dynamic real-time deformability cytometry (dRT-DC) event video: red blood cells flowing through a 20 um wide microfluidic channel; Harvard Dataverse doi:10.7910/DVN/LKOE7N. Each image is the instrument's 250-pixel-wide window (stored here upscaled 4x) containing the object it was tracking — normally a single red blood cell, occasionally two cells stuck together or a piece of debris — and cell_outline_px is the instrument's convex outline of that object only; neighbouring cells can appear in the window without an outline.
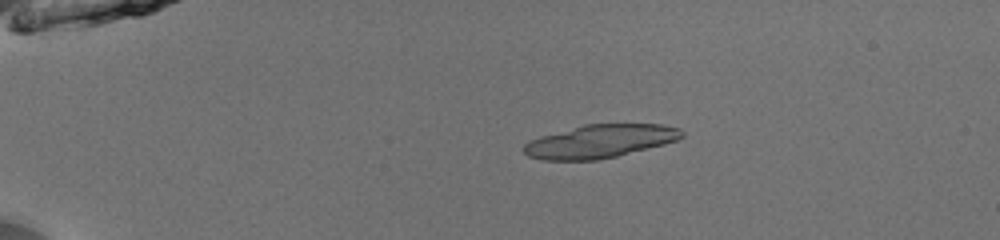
{"species": "common noctule bat (a hibernating species)", "species_latin": "Nyctalus noctula", "temperature_condition": "room temperature", "stored_images_in_passage": 24, "segment_of_instrument_passage": [1, 2], "camera_frame_rate_fps": 3000, "um_per_image_px": 0.085, "animal": {"sex": "male", "body_mass_g": 13.0, "forearm_length_mm": 53.1}, "frame": {"image": 1, "passage_image": 7, "time_ms": 2.0, "image_size_px": [1000, 240], "cell_outline_px": [[684, 136], [676, 140], [664, 144], [616, 156], [596, 160], [544, 160], [528, 156], [524, 152], [524, 144], [540, 136], [584, 124], [660, 124], [680, 128], [684, 132]], "centroid_in_image_um": [51.01, 12.0], "position_along_channel_um": 34.0, "area_um2": 30.4}}